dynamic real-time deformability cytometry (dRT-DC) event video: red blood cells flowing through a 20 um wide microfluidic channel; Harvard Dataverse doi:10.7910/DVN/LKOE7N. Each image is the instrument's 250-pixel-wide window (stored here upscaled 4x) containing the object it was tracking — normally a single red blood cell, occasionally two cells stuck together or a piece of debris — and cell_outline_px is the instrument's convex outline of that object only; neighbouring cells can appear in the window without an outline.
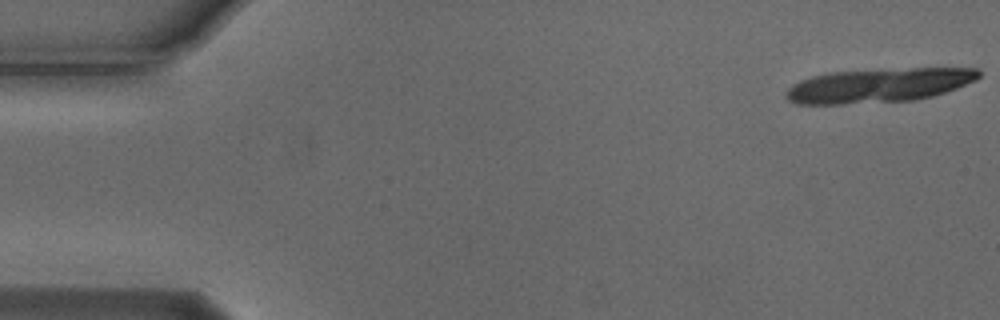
{"species": "Egyptian fruit bat (a non-hibernating species)", "species_latin": "Rousettus aegyptiacus", "temperature_condition": "cold", "stored_images_in_passage": 18, "camera_frame_rate_fps": 3000, "um_per_image_px": 0.085, "animal": {"sex": "male"}, "frame": {"image": 1, "passage_image": 1, "time_ms": 0.0, "image_size_px": [1000, 320], "cell_outline_px": [[980, 76], [976, 80], [956, 88], [932, 96], [916, 100], [840, 104], [796, 104], [788, 100], [784, 96], [784, 92], [792, 84], [800, 80], [812, 76], [828, 72], [912, 68], [980, 68]], "centroid_in_image_um": [74.66, 7.26], "position_along_channel_um": 10.3, "area_um2": 38.44}}